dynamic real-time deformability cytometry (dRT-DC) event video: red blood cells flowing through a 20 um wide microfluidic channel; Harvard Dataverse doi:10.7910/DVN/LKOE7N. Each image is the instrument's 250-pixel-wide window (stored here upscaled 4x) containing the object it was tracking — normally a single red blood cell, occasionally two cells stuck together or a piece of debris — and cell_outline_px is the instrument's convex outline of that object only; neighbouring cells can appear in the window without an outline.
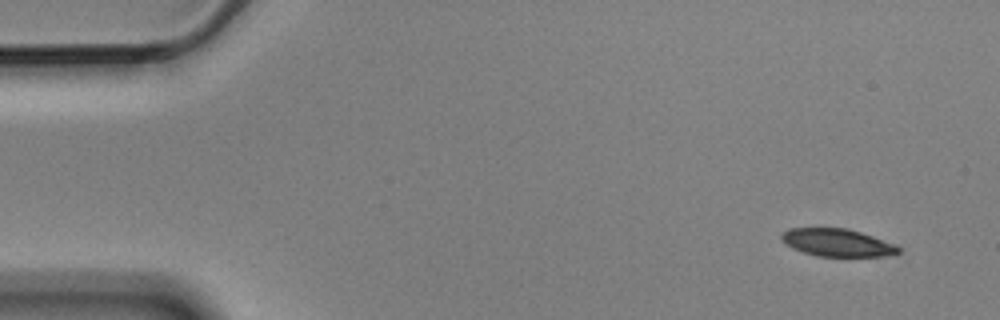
{"species": "Egyptian fruit bat (a non-hibernating species)", "species_latin": "Rousettus aegyptiacus", "temperature_condition": "cold", "stored_images_in_passage": 8, "camera_frame_rate_fps": 3000, "um_per_image_px": 0.085, "animal": {"sex": "male"}, "frame": {"image": 1, "passage_image": 1, "time_ms": 0.0, "image_size_px": [1000, 320], "cell_outline_px": [[900, 252], [884, 256], [816, 256], [792, 248], [780, 240], [780, 236], [788, 228], [848, 228], [896, 244], [900, 248]], "centroid_in_image_um": [71.15, 20.62], "position_along_channel_um": 13.9, "area_um2": 18.79}}
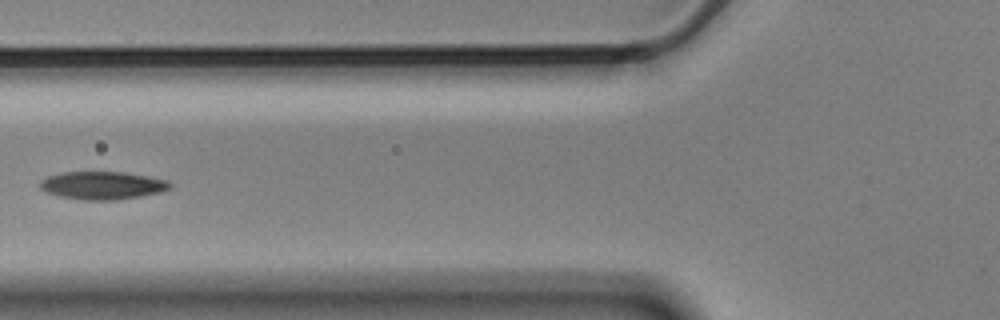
{"frame": {"image": 2, "passage_image": 6, "time_ms": 1.667, "image_size_px": [1000, 320], "cell_outline_px": [[172, 188], [160, 192], [140, 196], [116, 200], [84, 200], [60, 196], [44, 192], [40, 188], [40, 180], [48, 176], [60, 172], [124, 172], [168, 180], [172, 184]], "centroid_in_image_um": [8.7, 15.76], "position_along_channel_um": 117.1, "area_um2": 21.21}}
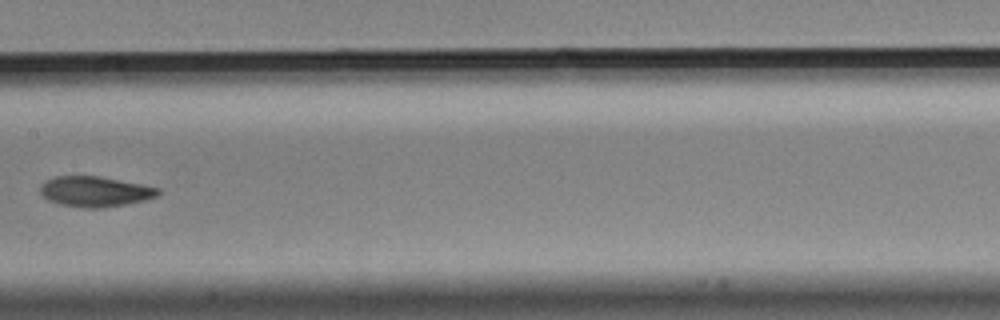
{"frame": {"image": 3, "passage_image": 8, "time_ms": 2.333, "image_size_px": [1000, 320], "cell_outline_px": [[160, 196], [144, 200], [104, 208], [80, 208], [60, 204], [48, 200], [40, 192], [40, 184], [56, 176], [100, 176], [160, 188]], "centroid_in_image_um": [8.08, 16.29], "position_along_channel_um": 199.3, "area_um2": 20.87}}